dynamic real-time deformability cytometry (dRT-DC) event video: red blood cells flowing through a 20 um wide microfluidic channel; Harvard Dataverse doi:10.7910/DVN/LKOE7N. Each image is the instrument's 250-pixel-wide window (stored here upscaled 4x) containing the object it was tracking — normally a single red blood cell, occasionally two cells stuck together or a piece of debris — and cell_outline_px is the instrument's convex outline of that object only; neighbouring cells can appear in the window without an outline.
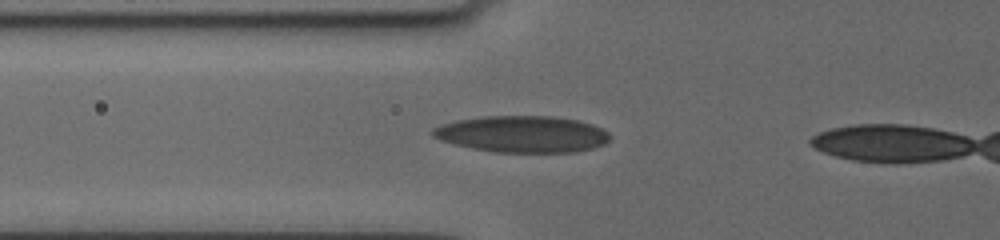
{"species": "human", "species_latin": "Homo sapiens", "temperature_condition": "cold", "stored_images_in_passage": 9, "camera_frame_rate_fps": 3000, "um_per_image_px": 0.085, "donor": {"sex": "female"}, "frame": {"image": 1, "passage_image": 7, "time_ms": 2.0, "image_size_px": [1000, 240], "cell_outline_px": [[612, 136], [604, 144], [592, 148], [576, 152], [496, 152], [472, 148], [440, 140], [432, 136], [432, 128], [440, 124], [456, 120], [480, 116], [552, 116], [580, 120], [592, 124], [608, 132]], "centroid_in_image_um": [44.39, 11.39], "position_along_channel_um": 81.4, "area_um2": 37.92}}